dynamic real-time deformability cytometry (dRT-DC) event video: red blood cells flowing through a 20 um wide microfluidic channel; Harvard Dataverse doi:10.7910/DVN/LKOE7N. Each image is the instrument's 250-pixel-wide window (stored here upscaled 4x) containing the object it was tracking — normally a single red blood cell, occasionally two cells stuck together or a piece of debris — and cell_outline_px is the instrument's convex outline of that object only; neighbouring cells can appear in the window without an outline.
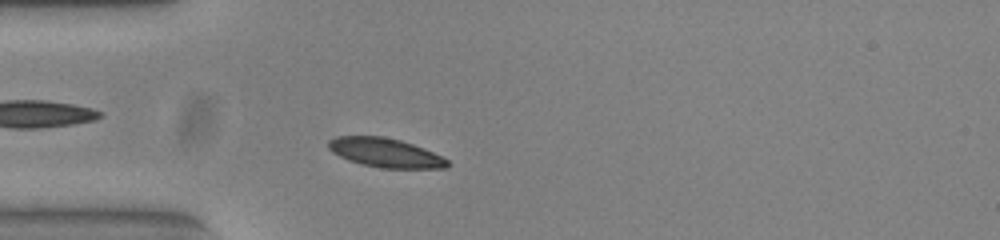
{"species": "common noctule bat (a hibernating species)", "species_latin": "Nyctalus noctula", "temperature_condition": "warm", "stored_images_in_passage": 41, "camera_frame_rate_fps": 3000, "um_per_image_px": 0.085, "animal": {"sex": "female", "body_mass_g": 23.0, "forearm_length_mm": 53.4}, "frame": {"image": 1, "passage_image": 2, "time_ms": 0.333, "image_size_px": [1000, 240], "cell_outline_px": [[448, 168], [380, 168], [360, 164], [348, 160], [332, 152], [328, 148], [328, 140], [336, 136], [384, 136], [400, 140], [424, 148], [448, 160]], "centroid_in_image_um": [32.72, 12.98], "position_along_channel_um": 52.3, "area_um2": 20.17}}
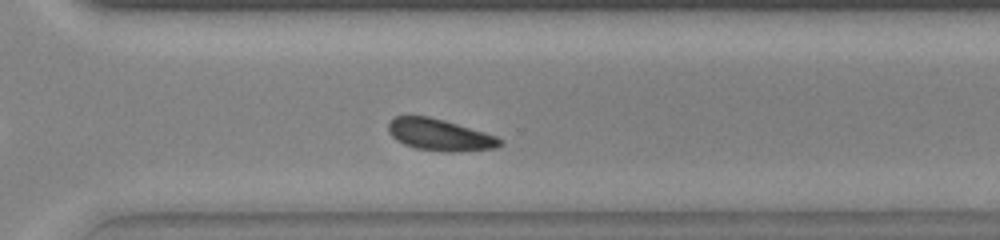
{"frame": {"image": 2, "passage_image": 25, "time_ms": 8.0, "image_size_px": [1000, 240], "cell_outline_px": [[504, 140], [496, 148], [452, 152], [444, 152], [416, 148], [404, 144], [396, 140], [388, 132], [388, 120], [396, 116], [428, 116], [444, 120], [484, 132], [496, 136]], "centroid_in_image_um": [37.35, 11.46], "position_along_channel_um": 333.3, "area_um2": 20.58}}
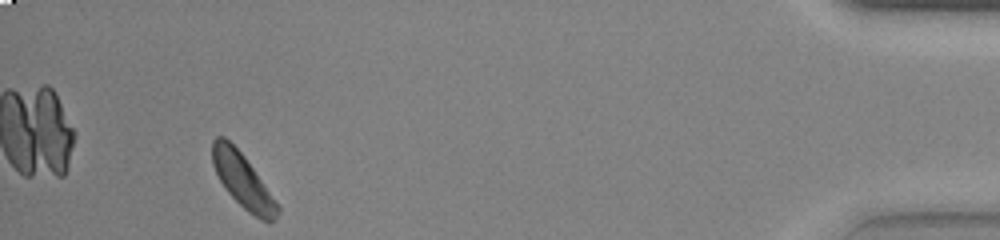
{"frame": {"image": 3, "passage_image": 37, "time_ms": 12.0, "image_size_px": [1000, 240], "cell_outline_px": [[280, 208], [276, 216], [268, 224], [248, 212], [228, 192], [220, 180], [212, 164], [212, 140], [216, 136], [224, 136], [244, 156]], "centroid_in_image_um": [20.6, 15.34], "position_along_channel_um": 414.6, "area_um2": 19.94}, "authors_computed_cell_mechanics": {"area_um2": 20.6346, "velocity_mm_per_s": 3.7775, "shape_relaxation_time_tau1_ms": 2.156, "shape_relaxation_time_tau2_ms": null, "deformation_change_tau1": 0.0773, "deformation_change_tau2": null}}